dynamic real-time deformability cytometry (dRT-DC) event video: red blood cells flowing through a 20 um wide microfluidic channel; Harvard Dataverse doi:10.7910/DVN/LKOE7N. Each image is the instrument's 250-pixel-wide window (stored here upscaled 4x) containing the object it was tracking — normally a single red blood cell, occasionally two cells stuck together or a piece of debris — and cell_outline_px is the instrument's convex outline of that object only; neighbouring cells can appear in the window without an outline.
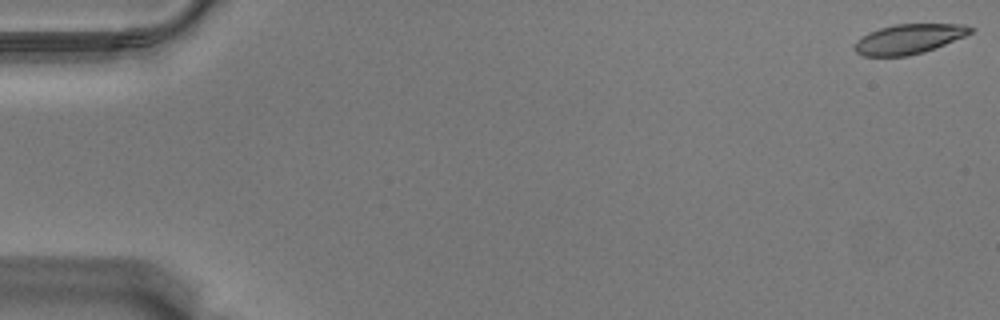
{"species": "Egyptian fruit bat (a non-hibernating species)", "species_latin": "Rousettus aegyptiacus", "temperature_condition": "warm", "stored_images_in_passage": 58, "camera_frame_rate_fps": 3000, "um_per_image_px": 0.085, "animal": {"sex": "male"}, "frame": {"image": 1, "passage_image": 1, "time_ms": 0.0, "image_size_px": [1000, 320], "cell_outline_px": [[976, 28], [972, 32], [964, 36], [936, 48], [924, 52], [908, 56], [864, 56], [856, 52], [852, 48], [856, 40], [868, 32], [880, 28], [896, 24], [964, 24]], "centroid_in_image_um": [77.24, 3.31], "position_along_channel_um": 7.8, "area_um2": 20.23}}
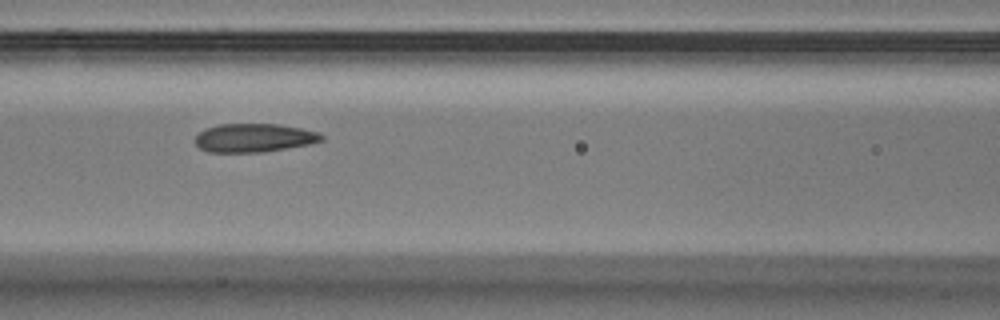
{"frame": {"image": 2, "passage_image": 26, "time_ms": 8.333, "image_size_px": [1000, 320], "cell_outline_px": [[324, 140], [308, 144], [264, 152], [208, 152], [200, 148], [196, 144], [196, 136], [204, 128], [220, 124], [280, 124], [320, 132], [324, 136]], "centroid_in_image_um": [21.61, 11.71], "position_along_channel_um": 145.0, "area_um2": 21.04}}
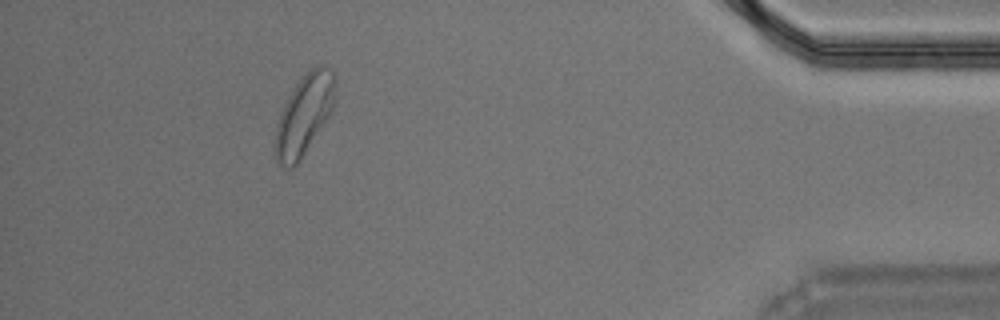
{"frame": {"image": 3, "passage_image": 53, "time_ms": 17.333, "image_size_px": [1000, 320], "cell_outline_px": [[336, 88], [332, 108], [328, 116], [300, 160], [292, 168], [288, 168], [280, 164], [276, 160], [276, 124], [280, 112], [288, 96], [296, 84], [308, 68], [320, 64], [324, 64], [336, 76]], "centroid_in_image_um": [25.86, 9.69], "position_along_channel_um": 409.3, "area_um2": 27.74}, "authors_computed_cell_mechanics": {"area_um2": 21.5594, "velocity_mm_per_s": 3.51, "shape_relaxation_time_tau1_ms": 8.3141, "shape_relaxation_time_tau2_ms": 1.5251, "deformation_change_tau1": 0.1715, "deformation_change_tau2": 0.0717}}